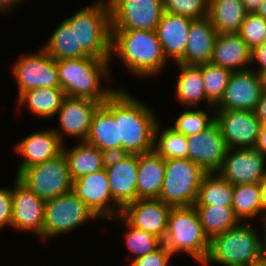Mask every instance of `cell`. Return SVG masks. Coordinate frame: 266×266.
I'll list each match as a JSON object with an SVG mask.
<instances>
[{"label":"cell","mask_w":266,"mask_h":266,"mask_svg":"<svg viewBox=\"0 0 266 266\" xmlns=\"http://www.w3.org/2000/svg\"><path fill=\"white\" fill-rule=\"evenodd\" d=\"M21 1L23 0H0V12L6 13L9 9L15 7V5H19Z\"/></svg>","instance_id":"cell-48"},{"label":"cell","mask_w":266,"mask_h":266,"mask_svg":"<svg viewBox=\"0 0 266 266\" xmlns=\"http://www.w3.org/2000/svg\"><path fill=\"white\" fill-rule=\"evenodd\" d=\"M231 207L240 222L263 214L259 183L234 185Z\"/></svg>","instance_id":"cell-34"},{"label":"cell","mask_w":266,"mask_h":266,"mask_svg":"<svg viewBox=\"0 0 266 266\" xmlns=\"http://www.w3.org/2000/svg\"><path fill=\"white\" fill-rule=\"evenodd\" d=\"M194 207L199 214L203 231L209 240L236 227L240 223L232 207L218 205Z\"/></svg>","instance_id":"cell-33"},{"label":"cell","mask_w":266,"mask_h":266,"mask_svg":"<svg viewBox=\"0 0 266 266\" xmlns=\"http://www.w3.org/2000/svg\"><path fill=\"white\" fill-rule=\"evenodd\" d=\"M165 175V159L154 150L138 154L137 200L158 198Z\"/></svg>","instance_id":"cell-26"},{"label":"cell","mask_w":266,"mask_h":266,"mask_svg":"<svg viewBox=\"0 0 266 266\" xmlns=\"http://www.w3.org/2000/svg\"><path fill=\"white\" fill-rule=\"evenodd\" d=\"M171 256L172 253L162 244L154 252L132 259L128 266H166Z\"/></svg>","instance_id":"cell-41"},{"label":"cell","mask_w":266,"mask_h":266,"mask_svg":"<svg viewBox=\"0 0 266 266\" xmlns=\"http://www.w3.org/2000/svg\"><path fill=\"white\" fill-rule=\"evenodd\" d=\"M201 69L206 102L214 107L222 98L232 71L211 62L198 65Z\"/></svg>","instance_id":"cell-36"},{"label":"cell","mask_w":266,"mask_h":266,"mask_svg":"<svg viewBox=\"0 0 266 266\" xmlns=\"http://www.w3.org/2000/svg\"><path fill=\"white\" fill-rule=\"evenodd\" d=\"M187 140L188 159L206 173L218 172L221 169L228 147L215 121L198 134L188 136Z\"/></svg>","instance_id":"cell-17"},{"label":"cell","mask_w":266,"mask_h":266,"mask_svg":"<svg viewBox=\"0 0 266 266\" xmlns=\"http://www.w3.org/2000/svg\"><path fill=\"white\" fill-rule=\"evenodd\" d=\"M192 20L179 14H162L155 31L166 60L170 56L178 62L184 56Z\"/></svg>","instance_id":"cell-22"},{"label":"cell","mask_w":266,"mask_h":266,"mask_svg":"<svg viewBox=\"0 0 266 266\" xmlns=\"http://www.w3.org/2000/svg\"><path fill=\"white\" fill-rule=\"evenodd\" d=\"M262 91L261 77L255 71L232 72L221 100L213 108L254 111Z\"/></svg>","instance_id":"cell-16"},{"label":"cell","mask_w":266,"mask_h":266,"mask_svg":"<svg viewBox=\"0 0 266 266\" xmlns=\"http://www.w3.org/2000/svg\"><path fill=\"white\" fill-rule=\"evenodd\" d=\"M65 97L61 88H37L29 89L17 98L19 106L26 105L32 114L48 119L54 118Z\"/></svg>","instance_id":"cell-29"},{"label":"cell","mask_w":266,"mask_h":266,"mask_svg":"<svg viewBox=\"0 0 266 266\" xmlns=\"http://www.w3.org/2000/svg\"><path fill=\"white\" fill-rule=\"evenodd\" d=\"M60 88L66 96L87 98L103 104L116 90L102 87L109 76L110 60L96 57L56 60Z\"/></svg>","instance_id":"cell-3"},{"label":"cell","mask_w":266,"mask_h":266,"mask_svg":"<svg viewBox=\"0 0 266 266\" xmlns=\"http://www.w3.org/2000/svg\"><path fill=\"white\" fill-rule=\"evenodd\" d=\"M86 143L105 155L119 154V131L114 115L101 104L93 115Z\"/></svg>","instance_id":"cell-25"},{"label":"cell","mask_w":266,"mask_h":266,"mask_svg":"<svg viewBox=\"0 0 266 266\" xmlns=\"http://www.w3.org/2000/svg\"><path fill=\"white\" fill-rule=\"evenodd\" d=\"M114 219L123 220L125 226H127L126 228H128L127 232H125V244L127 249L133 253V259L148 255L162 245V240L159 237L131 226L121 215Z\"/></svg>","instance_id":"cell-37"},{"label":"cell","mask_w":266,"mask_h":266,"mask_svg":"<svg viewBox=\"0 0 266 266\" xmlns=\"http://www.w3.org/2000/svg\"><path fill=\"white\" fill-rule=\"evenodd\" d=\"M12 227L31 231L43 240L45 201L36 196L17 176L12 189Z\"/></svg>","instance_id":"cell-18"},{"label":"cell","mask_w":266,"mask_h":266,"mask_svg":"<svg viewBox=\"0 0 266 266\" xmlns=\"http://www.w3.org/2000/svg\"><path fill=\"white\" fill-rule=\"evenodd\" d=\"M112 54L138 77H154L168 63L155 30L112 29L110 61Z\"/></svg>","instance_id":"cell-2"},{"label":"cell","mask_w":266,"mask_h":266,"mask_svg":"<svg viewBox=\"0 0 266 266\" xmlns=\"http://www.w3.org/2000/svg\"><path fill=\"white\" fill-rule=\"evenodd\" d=\"M18 178L45 202L72 191V179L63 153L25 169Z\"/></svg>","instance_id":"cell-8"},{"label":"cell","mask_w":266,"mask_h":266,"mask_svg":"<svg viewBox=\"0 0 266 266\" xmlns=\"http://www.w3.org/2000/svg\"><path fill=\"white\" fill-rule=\"evenodd\" d=\"M262 89L266 90V71L260 74Z\"/></svg>","instance_id":"cell-51"},{"label":"cell","mask_w":266,"mask_h":266,"mask_svg":"<svg viewBox=\"0 0 266 266\" xmlns=\"http://www.w3.org/2000/svg\"><path fill=\"white\" fill-rule=\"evenodd\" d=\"M255 61L259 63V69L257 68L254 70L253 68L251 70L260 75L262 72L266 71V45L261 44L252 49L251 63Z\"/></svg>","instance_id":"cell-43"},{"label":"cell","mask_w":266,"mask_h":266,"mask_svg":"<svg viewBox=\"0 0 266 266\" xmlns=\"http://www.w3.org/2000/svg\"><path fill=\"white\" fill-rule=\"evenodd\" d=\"M262 44L266 45V34L264 35V40Z\"/></svg>","instance_id":"cell-53"},{"label":"cell","mask_w":266,"mask_h":266,"mask_svg":"<svg viewBox=\"0 0 266 266\" xmlns=\"http://www.w3.org/2000/svg\"><path fill=\"white\" fill-rule=\"evenodd\" d=\"M252 49L239 33L217 34L214 41L211 63L232 72L251 69Z\"/></svg>","instance_id":"cell-24"},{"label":"cell","mask_w":266,"mask_h":266,"mask_svg":"<svg viewBox=\"0 0 266 266\" xmlns=\"http://www.w3.org/2000/svg\"><path fill=\"white\" fill-rule=\"evenodd\" d=\"M97 1L65 20L76 30L77 48H83L92 57L111 60L110 7L108 0Z\"/></svg>","instance_id":"cell-4"},{"label":"cell","mask_w":266,"mask_h":266,"mask_svg":"<svg viewBox=\"0 0 266 266\" xmlns=\"http://www.w3.org/2000/svg\"><path fill=\"white\" fill-rule=\"evenodd\" d=\"M266 155L255 148H230L217 172L233 185L259 183L266 176Z\"/></svg>","instance_id":"cell-14"},{"label":"cell","mask_w":266,"mask_h":266,"mask_svg":"<svg viewBox=\"0 0 266 266\" xmlns=\"http://www.w3.org/2000/svg\"><path fill=\"white\" fill-rule=\"evenodd\" d=\"M255 266H266V259H261Z\"/></svg>","instance_id":"cell-52"},{"label":"cell","mask_w":266,"mask_h":266,"mask_svg":"<svg viewBox=\"0 0 266 266\" xmlns=\"http://www.w3.org/2000/svg\"><path fill=\"white\" fill-rule=\"evenodd\" d=\"M217 34L208 16L193 19L184 56L177 63L198 66L210 62Z\"/></svg>","instance_id":"cell-23"},{"label":"cell","mask_w":266,"mask_h":266,"mask_svg":"<svg viewBox=\"0 0 266 266\" xmlns=\"http://www.w3.org/2000/svg\"><path fill=\"white\" fill-rule=\"evenodd\" d=\"M171 208L158 198L138 199L126 205L121 216L131 226L152 233L163 241Z\"/></svg>","instance_id":"cell-20"},{"label":"cell","mask_w":266,"mask_h":266,"mask_svg":"<svg viewBox=\"0 0 266 266\" xmlns=\"http://www.w3.org/2000/svg\"><path fill=\"white\" fill-rule=\"evenodd\" d=\"M41 48L55 60L90 56L83 48H77L76 30L66 20L61 22Z\"/></svg>","instance_id":"cell-32"},{"label":"cell","mask_w":266,"mask_h":266,"mask_svg":"<svg viewBox=\"0 0 266 266\" xmlns=\"http://www.w3.org/2000/svg\"><path fill=\"white\" fill-rule=\"evenodd\" d=\"M18 96L37 88H60L56 60L40 47L38 52L21 56L13 65Z\"/></svg>","instance_id":"cell-12"},{"label":"cell","mask_w":266,"mask_h":266,"mask_svg":"<svg viewBox=\"0 0 266 266\" xmlns=\"http://www.w3.org/2000/svg\"><path fill=\"white\" fill-rule=\"evenodd\" d=\"M13 197L12 189L0 188V229L12 227Z\"/></svg>","instance_id":"cell-42"},{"label":"cell","mask_w":266,"mask_h":266,"mask_svg":"<svg viewBox=\"0 0 266 266\" xmlns=\"http://www.w3.org/2000/svg\"><path fill=\"white\" fill-rule=\"evenodd\" d=\"M105 169L114 201L123 209L137 200L138 154L108 155Z\"/></svg>","instance_id":"cell-15"},{"label":"cell","mask_w":266,"mask_h":266,"mask_svg":"<svg viewBox=\"0 0 266 266\" xmlns=\"http://www.w3.org/2000/svg\"><path fill=\"white\" fill-rule=\"evenodd\" d=\"M247 13L241 0H209L208 17L218 34L239 33Z\"/></svg>","instance_id":"cell-28"},{"label":"cell","mask_w":266,"mask_h":266,"mask_svg":"<svg viewBox=\"0 0 266 266\" xmlns=\"http://www.w3.org/2000/svg\"><path fill=\"white\" fill-rule=\"evenodd\" d=\"M72 192L98 219L114 220L121 215L122 208L112 197L106 169L72 180Z\"/></svg>","instance_id":"cell-10"},{"label":"cell","mask_w":266,"mask_h":266,"mask_svg":"<svg viewBox=\"0 0 266 266\" xmlns=\"http://www.w3.org/2000/svg\"><path fill=\"white\" fill-rule=\"evenodd\" d=\"M234 185L219 173H206L201 180L194 206H227L233 202Z\"/></svg>","instance_id":"cell-30"},{"label":"cell","mask_w":266,"mask_h":266,"mask_svg":"<svg viewBox=\"0 0 266 266\" xmlns=\"http://www.w3.org/2000/svg\"><path fill=\"white\" fill-rule=\"evenodd\" d=\"M173 128L185 136L196 135L205 130L214 121V113L211 117L205 110L196 109L184 110L177 119H175Z\"/></svg>","instance_id":"cell-38"},{"label":"cell","mask_w":266,"mask_h":266,"mask_svg":"<svg viewBox=\"0 0 266 266\" xmlns=\"http://www.w3.org/2000/svg\"><path fill=\"white\" fill-rule=\"evenodd\" d=\"M101 103L87 98H77L66 96L62 106L57 111L59 116V129H54L58 135L60 142L63 144V135L79 138L81 142H85L92 118ZM59 130V131H58Z\"/></svg>","instance_id":"cell-19"},{"label":"cell","mask_w":266,"mask_h":266,"mask_svg":"<svg viewBox=\"0 0 266 266\" xmlns=\"http://www.w3.org/2000/svg\"><path fill=\"white\" fill-rule=\"evenodd\" d=\"M162 244L173 256L186 252L201 265L204 263L209 253L210 240L203 231L194 206L171 208Z\"/></svg>","instance_id":"cell-5"},{"label":"cell","mask_w":266,"mask_h":266,"mask_svg":"<svg viewBox=\"0 0 266 266\" xmlns=\"http://www.w3.org/2000/svg\"><path fill=\"white\" fill-rule=\"evenodd\" d=\"M239 34L251 49L261 45L266 34V19L255 12L247 13Z\"/></svg>","instance_id":"cell-40"},{"label":"cell","mask_w":266,"mask_h":266,"mask_svg":"<svg viewBox=\"0 0 266 266\" xmlns=\"http://www.w3.org/2000/svg\"><path fill=\"white\" fill-rule=\"evenodd\" d=\"M263 222L262 224H264V236H262V238L264 239L262 241L261 237H259V251H260V257L261 259H266V217L262 218Z\"/></svg>","instance_id":"cell-47"},{"label":"cell","mask_w":266,"mask_h":266,"mask_svg":"<svg viewBox=\"0 0 266 266\" xmlns=\"http://www.w3.org/2000/svg\"><path fill=\"white\" fill-rule=\"evenodd\" d=\"M261 190V200L263 206V218L266 217V176L259 182Z\"/></svg>","instance_id":"cell-49"},{"label":"cell","mask_w":266,"mask_h":266,"mask_svg":"<svg viewBox=\"0 0 266 266\" xmlns=\"http://www.w3.org/2000/svg\"><path fill=\"white\" fill-rule=\"evenodd\" d=\"M177 65L180 71L175 88L177 101L186 107H196L200 101L206 99L201 69L195 65Z\"/></svg>","instance_id":"cell-31"},{"label":"cell","mask_w":266,"mask_h":266,"mask_svg":"<svg viewBox=\"0 0 266 266\" xmlns=\"http://www.w3.org/2000/svg\"><path fill=\"white\" fill-rule=\"evenodd\" d=\"M255 149L266 155V121L261 123V130L258 136Z\"/></svg>","instance_id":"cell-45"},{"label":"cell","mask_w":266,"mask_h":266,"mask_svg":"<svg viewBox=\"0 0 266 266\" xmlns=\"http://www.w3.org/2000/svg\"><path fill=\"white\" fill-rule=\"evenodd\" d=\"M160 128L161 126L158 121L154 133L153 150L163 159L188 158L187 136L178 132L173 127L166 128L161 135H159L161 131Z\"/></svg>","instance_id":"cell-35"},{"label":"cell","mask_w":266,"mask_h":266,"mask_svg":"<svg viewBox=\"0 0 266 266\" xmlns=\"http://www.w3.org/2000/svg\"><path fill=\"white\" fill-rule=\"evenodd\" d=\"M98 218L72 191L45 202L43 240L69 233L85 222Z\"/></svg>","instance_id":"cell-9"},{"label":"cell","mask_w":266,"mask_h":266,"mask_svg":"<svg viewBox=\"0 0 266 266\" xmlns=\"http://www.w3.org/2000/svg\"><path fill=\"white\" fill-rule=\"evenodd\" d=\"M209 0H163L164 12L179 14L191 19L208 16Z\"/></svg>","instance_id":"cell-39"},{"label":"cell","mask_w":266,"mask_h":266,"mask_svg":"<svg viewBox=\"0 0 266 266\" xmlns=\"http://www.w3.org/2000/svg\"><path fill=\"white\" fill-rule=\"evenodd\" d=\"M259 237L256 229L241 221L210 240L209 253L202 265L255 266L261 260Z\"/></svg>","instance_id":"cell-6"},{"label":"cell","mask_w":266,"mask_h":266,"mask_svg":"<svg viewBox=\"0 0 266 266\" xmlns=\"http://www.w3.org/2000/svg\"><path fill=\"white\" fill-rule=\"evenodd\" d=\"M112 29L155 30L163 0H108Z\"/></svg>","instance_id":"cell-11"},{"label":"cell","mask_w":266,"mask_h":266,"mask_svg":"<svg viewBox=\"0 0 266 266\" xmlns=\"http://www.w3.org/2000/svg\"><path fill=\"white\" fill-rule=\"evenodd\" d=\"M205 174L188 158L165 159V175L158 199L171 207L194 206Z\"/></svg>","instance_id":"cell-7"},{"label":"cell","mask_w":266,"mask_h":266,"mask_svg":"<svg viewBox=\"0 0 266 266\" xmlns=\"http://www.w3.org/2000/svg\"><path fill=\"white\" fill-rule=\"evenodd\" d=\"M226 146L230 148H255L261 130V121L254 111L214 110Z\"/></svg>","instance_id":"cell-13"},{"label":"cell","mask_w":266,"mask_h":266,"mask_svg":"<svg viewBox=\"0 0 266 266\" xmlns=\"http://www.w3.org/2000/svg\"><path fill=\"white\" fill-rule=\"evenodd\" d=\"M67 159L70 177L76 180L81 176L105 169L107 155L95 146L81 142L72 148L62 146Z\"/></svg>","instance_id":"cell-27"},{"label":"cell","mask_w":266,"mask_h":266,"mask_svg":"<svg viewBox=\"0 0 266 266\" xmlns=\"http://www.w3.org/2000/svg\"><path fill=\"white\" fill-rule=\"evenodd\" d=\"M103 105L118 124L119 154H143L153 150L158 123L153 110L123 89H116Z\"/></svg>","instance_id":"cell-1"},{"label":"cell","mask_w":266,"mask_h":266,"mask_svg":"<svg viewBox=\"0 0 266 266\" xmlns=\"http://www.w3.org/2000/svg\"><path fill=\"white\" fill-rule=\"evenodd\" d=\"M255 13L259 16H262L264 19H266V0H263L258 9L255 11Z\"/></svg>","instance_id":"cell-50"},{"label":"cell","mask_w":266,"mask_h":266,"mask_svg":"<svg viewBox=\"0 0 266 266\" xmlns=\"http://www.w3.org/2000/svg\"><path fill=\"white\" fill-rule=\"evenodd\" d=\"M263 0H241L248 13H254Z\"/></svg>","instance_id":"cell-46"},{"label":"cell","mask_w":266,"mask_h":266,"mask_svg":"<svg viewBox=\"0 0 266 266\" xmlns=\"http://www.w3.org/2000/svg\"><path fill=\"white\" fill-rule=\"evenodd\" d=\"M257 118L261 121V123L266 121V90L262 91L260 100L254 110Z\"/></svg>","instance_id":"cell-44"},{"label":"cell","mask_w":266,"mask_h":266,"mask_svg":"<svg viewBox=\"0 0 266 266\" xmlns=\"http://www.w3.org/2000/svg\"><path fill=\"white\" fill-rule=\"evenodd\" d=\"M63 144L54 129L36 131L17 143L15 149L23 160L17 177L27 168L54 159L62 153Z\"/></svg>","instance_id":"cell-21"}]
</instances>
